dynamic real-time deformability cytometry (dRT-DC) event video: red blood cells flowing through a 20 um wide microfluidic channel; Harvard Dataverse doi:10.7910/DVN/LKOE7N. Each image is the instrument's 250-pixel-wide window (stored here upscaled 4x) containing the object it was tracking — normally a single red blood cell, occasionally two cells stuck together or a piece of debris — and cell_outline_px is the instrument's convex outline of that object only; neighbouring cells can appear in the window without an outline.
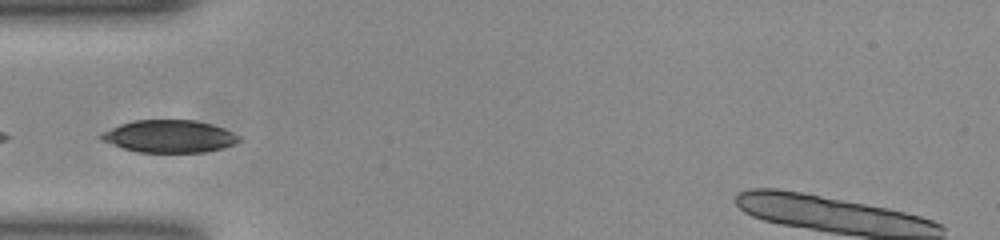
{"species": "common noctule bat (a hibernating species)", "species_latin": "Nyctalus noctula", "temperature_condition": "room temperature", "stored_images_in_passage": 23, "camera_frame_rate_fps": 3000, "um_per_image_px": 0.085, "animal": {"sex": "female", "body_mass_g": 23.0, "forearm_length_mm": 53.4}, "frame": {"image": 1, "passage_image": 1, "time_ms": 0.0, "image_size_px": [1000, 240], "cell_outline_px": [[240, 140], [232, 144], [220, 148], [204, 152], [140, 152], [124, 148], [100, 140], [100, 136], [104, 132], [120, 124], [132, 120], [196, 120], [212, 124], [224, 128], [240, 136]], "centroid_in_image_um": [14.4, 11.58], "position_along_channel_um": 70.6, "area_um2": 25.78}}
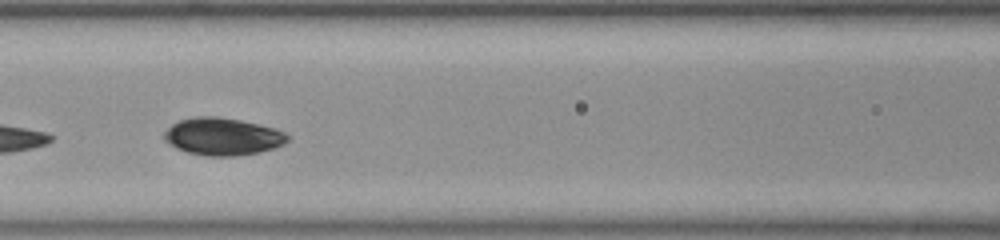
{"frame": {"image": 2, "passage_image": 7, "time_ms": 2.0, "image_size_px": [1000, 240], "cell_outline_px": [[288, 140], [284, 144], [260, 152], [232, 156], [208, 156], [188, 152], [176, 148], [164, 140], [164, 132], [172, 124], [180, 120], [196, 116], [216, 116], [240, 120], [276, 128], [284, 132], [288, 136]], "centroid_in_image_um": [18.92, 11.6], "position_along_channel_um": 147.7, "area_um2": 26.76}}
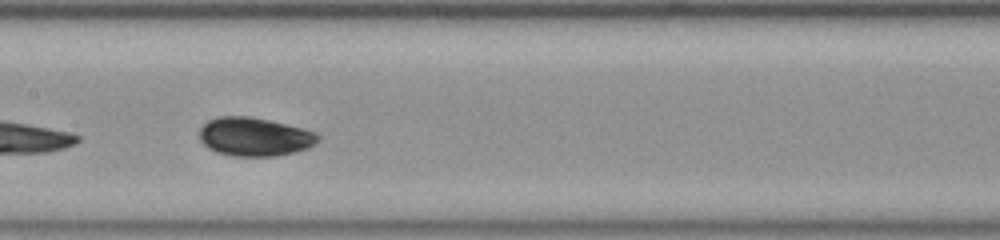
{"frame": {"image": 3, "passage_image": 10, "time_ms": 3.0, "image_size_px": [1000, 240], "cell_outline_px": [[320, 140], [316, 144], [308, 148], [292, 152], [272, 156], [232, 156], [216, 152], [208, 148], [200, 140], [200, 128], [208, 120], [220, 116], [248, 116], [268, 120], [304, 128], [316, 132], [320, 136]], "centroid_in_image_um": [21.65, 11.62], "position_along_channel_um": 185.8, "area_um2": 26.7}}